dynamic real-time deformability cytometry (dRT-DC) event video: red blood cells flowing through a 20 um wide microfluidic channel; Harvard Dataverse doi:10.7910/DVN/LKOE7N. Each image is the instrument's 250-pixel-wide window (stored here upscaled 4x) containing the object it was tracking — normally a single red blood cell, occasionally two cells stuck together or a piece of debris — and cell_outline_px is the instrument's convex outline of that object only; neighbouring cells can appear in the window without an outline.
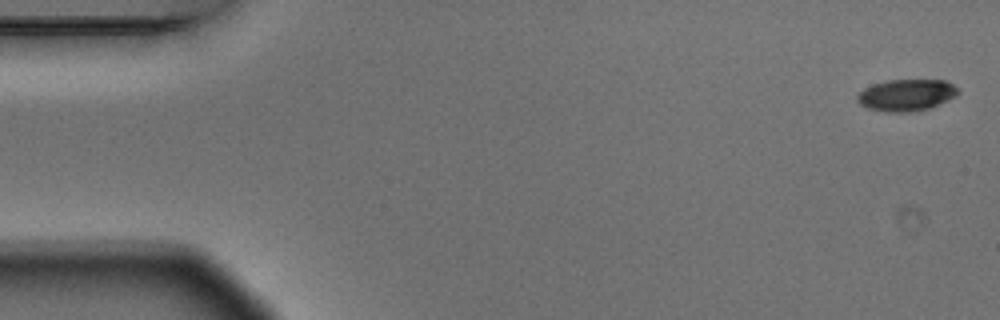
{"species": "Egyptian fruit bat (a non-hibernating species)", "species_latin": "Rousettus aegyptiacus", "temperature_condition": "warm", "stored_images_in_passage": 3, "camera_frame_rate_fps": 3000, "um_per_image_px": 0.085, "animal": {"sex": "male"}, "frame": {"image": 1, "passage_image": 1, "time_ms": 0.0, "image_size_px": [1000, 320], "cell_outline_px": [[960, 92], [956, 96], [948, 100], [928, 108], [912, 112], [884, 112], [868, 108], [860, 104], [856, 100], [856, 96], [864, 88], [872, 84], [888, 80], [948, 80], [960, 88]], "centroid_in_image_um": [77.06, 8.07], "position_along_channel_um": 7.9, "area_um2": 18.84}}